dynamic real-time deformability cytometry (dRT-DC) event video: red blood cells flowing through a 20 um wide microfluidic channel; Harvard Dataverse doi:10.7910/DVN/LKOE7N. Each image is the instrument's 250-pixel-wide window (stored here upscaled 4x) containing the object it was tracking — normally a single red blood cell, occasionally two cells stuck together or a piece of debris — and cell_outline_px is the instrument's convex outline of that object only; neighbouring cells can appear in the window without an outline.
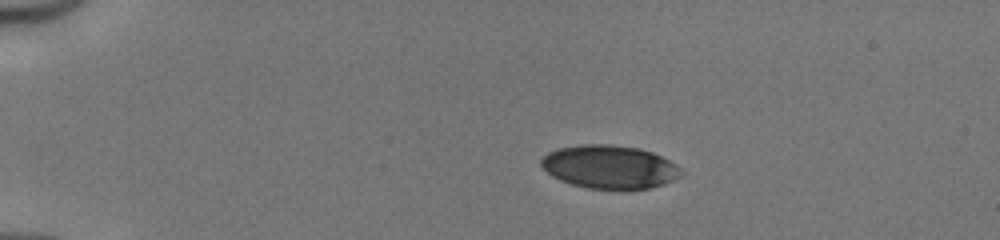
{"species": "human", "species_latin": "Homo sapiens", "temperature_condition": "cold", "stored_images_in_passage": 41, "camera_frame_rate_fps": 3000, "um_per_image_px": 0.085, "donor": {"sex": "male"}, "frame": {"image": 1, "passage_image": 1, "time_ms": 0.0, "image_size_px": [1000, 240], "cell_outline_px": [[684, 172], [680, 176], [664, 184], [652, 188], [624, 192], [588, 188], [572, 184], [560, 180], [552, 176], [540, 164], [540, 160], [548, 152], [556, 148], [580, 144], [612, 144], [636, 148], [652, 152], [676, 164]], "centroid_in_image_um": [51.82, 14.22], "position_along_channel_um": 33.2, "area_um2": 36.07}}
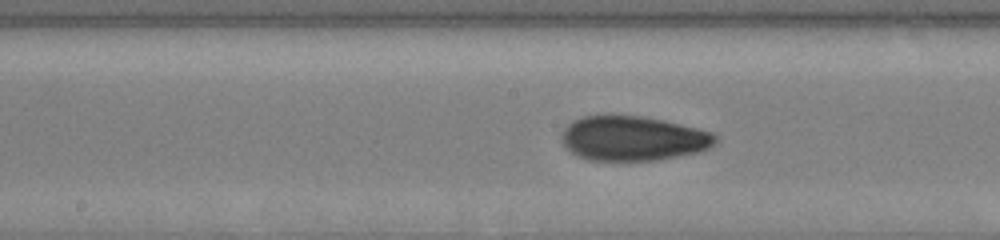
{"frame": {"image": 2, "passage_image": 18, "time_ms": 5.667, "image_size_px": [1000, 240], "cell_outline_px": [[720, 136], [716, 144], [700, 152], [656, 160], [588, 160], [576, 156], [564, 144], [560, 136], [560, 132], [572, 120], [584, 116], [640, 116], [664, 120], [712, 132]], "centroid_in_image_um": [53.82, 11.77], "position_along_channel_um": 194.4, "area_um2": 40.11}}
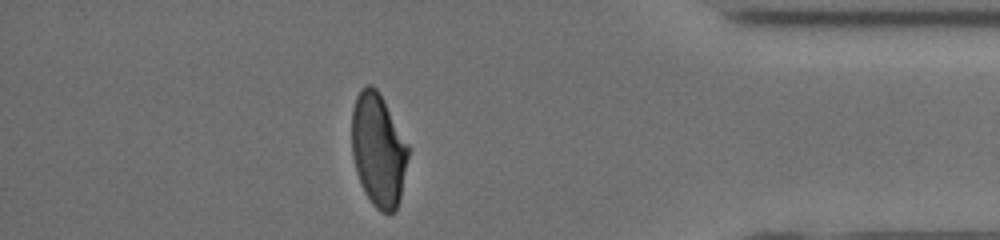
{"frame": {"image": 3, "passage_image": 35, "time_ms": 11.333, "image_size_px": [1000, 240], "cell_outline_px": [[408, 156], [400, 200], [396, 208], [388, 216], [380, 212], [372, 204], [364, 192], [356, 172], [352, 156], [352, 108], [356, 96], [360, 88], [368, 84], [372, 84], [380, 92], [408, 144]], "centroid_in_image_um": [32.14, 12.74], "position_along_channel_um": 403.1, "area_um2": 37.57}, "authors_computed_cell_mechanics": {"area_um2": 38.8416, "velocity_mm_per_s": 4.1663, "shape_relaxation_time_tau1_ms": 4.1292, "shape_relaxation_time_tau2_ms": 1.4544, "deformation_change_tau1": 0.1796, "deformation_change_tau2": 0.0643}}